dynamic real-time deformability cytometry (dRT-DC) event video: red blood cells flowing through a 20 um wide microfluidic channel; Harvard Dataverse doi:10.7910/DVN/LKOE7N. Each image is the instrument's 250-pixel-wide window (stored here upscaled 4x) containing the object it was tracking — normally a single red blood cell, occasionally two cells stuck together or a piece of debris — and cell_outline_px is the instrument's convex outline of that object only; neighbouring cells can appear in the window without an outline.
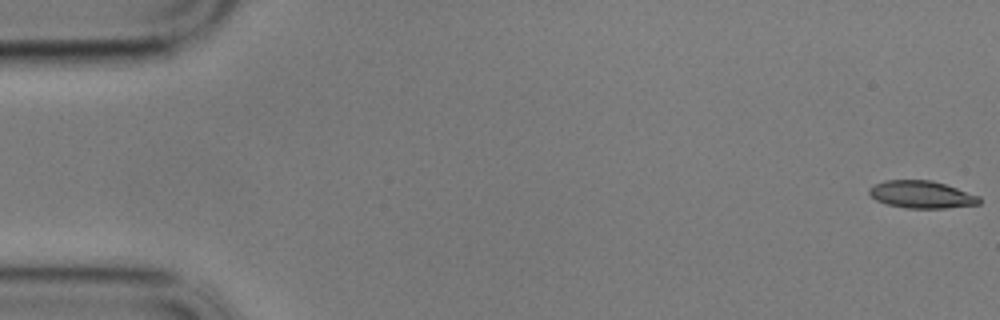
{"species": "common noctule bat (a hibernating species)", "species_latin": "Nyctalus noctula", "temperature_condition": "cold", "stored_images_in_passage": 59, "camera_frame_rate_fps": 3000, "um_per_image_px": 0.085, "animal": {"sex": "male", "body_mass_g": 17.9}, "frame": {"image": 1, "passage_image": 1, "time_ms": 0.0, "image_size_px": [1000, 320], "cell_outline_px": [[980, 204], [944, 208], [904, 208], [888, 204], [876, 200], [868, 192], [868, 188], [884, 180], [932, 180], [980, 196]], "centroid_in_image_um": [78.32, 16.53], "position_along_channel_um": 6.7, "area_um2": 17.46}}
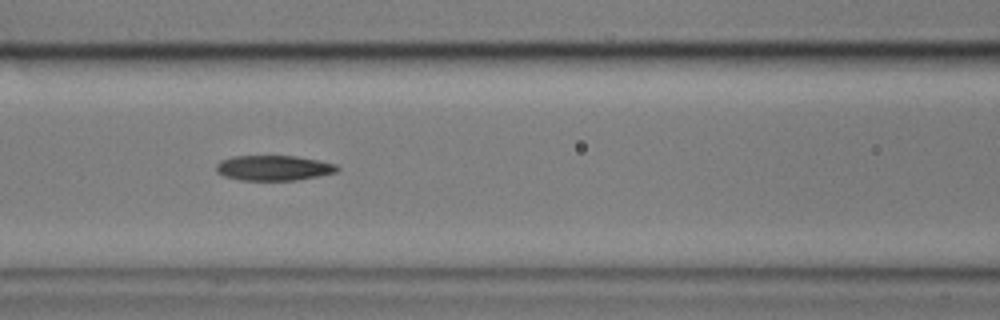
{"frame": {"image": 2, "passage_image": 25, "time_ms": 8.0, "image_size_px": [1000, 320], "cell_outline_px": [[340, 168], [336, 172], [296, 180], [240, 180], [224, 176], [216, 172], [216, 164], [220, 160], [232, 156], [296, 156], [320, 160], [336, 164]], "centroid_in_image_um": [23.24, 14.27], "position_along_channel_um": 143.4, "area_um2": 17.8}}
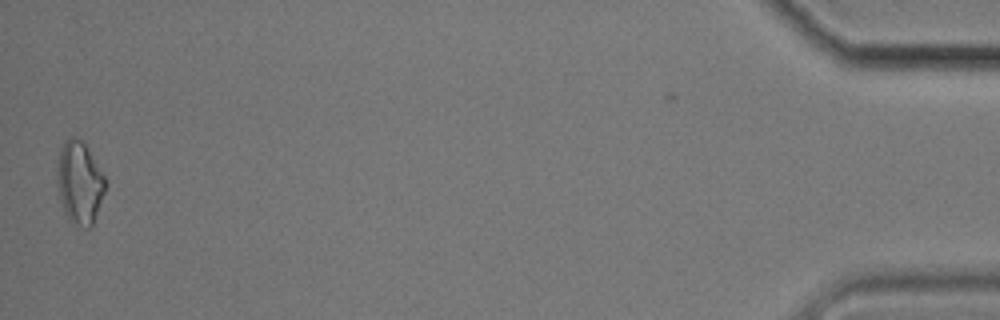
{"frame": {"image": 3, "passage_image": 58, "time_ms": 19.0, "image_size_px": [1000, 320], "cell_outline_px": [[104, 192], [92, 228], [84, 228], [68, 220], [64, 212], [60, 200], [56, 184], [56, 172], [60, 148], [64, 140], [68, 136], [72, 136], [80, 140], [84, 144], [104, 176]], "centroid_in_image_um": [6.71, 15.55], "position_along_channel_um": 428.5, "area_um2": 23.12}, "authors_computed_cell_mechanics": {"area_um2": 18.1492, "velocity_mm_per_s": 3.4304, "shape_relaxation_time_tau1_ms": null, "shape_relaxation_time_tau2_ms": 7.2831, "deformation_change_tau1": null, "deformation_change_tau2": 0.1691}}